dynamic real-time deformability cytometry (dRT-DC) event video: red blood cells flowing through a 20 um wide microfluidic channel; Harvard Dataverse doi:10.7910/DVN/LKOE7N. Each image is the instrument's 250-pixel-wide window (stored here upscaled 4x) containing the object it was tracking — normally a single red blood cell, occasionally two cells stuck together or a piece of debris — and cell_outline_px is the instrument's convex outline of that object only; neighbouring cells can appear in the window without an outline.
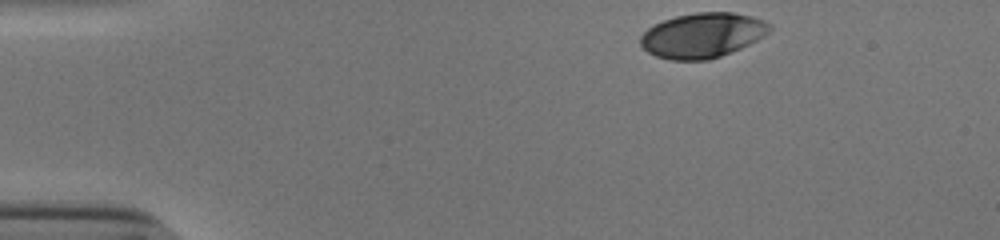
{"species": "human", "species_latin": "Homo sapiens", "temperature_condition": "cold", "stored_images_in_passage": 4, "camera_frame_rate_fps": 3000, "um_per_image_px": 0.085, "donor": {"sex": "male"}, "frame": {"image": 1, "passage_image": 1, "time_ms": 0.0, "image_size_px": [1000, 240], "cell_outline_px": [[772, 28], [764, 36], [740, 48], [720, 56], [708, 60], [668, 60], [656, 56], [648, 52], [640, 44], [640, 36], [648, 28], [664, 20], [676, 16], [696, 12], [732, 12], [752, 16], [764, 20], [772, 24]], "centroid_in_image_um": [59.72, 3.0], "position_along_channel_um": 25.3, "area_um2": 33.76}}